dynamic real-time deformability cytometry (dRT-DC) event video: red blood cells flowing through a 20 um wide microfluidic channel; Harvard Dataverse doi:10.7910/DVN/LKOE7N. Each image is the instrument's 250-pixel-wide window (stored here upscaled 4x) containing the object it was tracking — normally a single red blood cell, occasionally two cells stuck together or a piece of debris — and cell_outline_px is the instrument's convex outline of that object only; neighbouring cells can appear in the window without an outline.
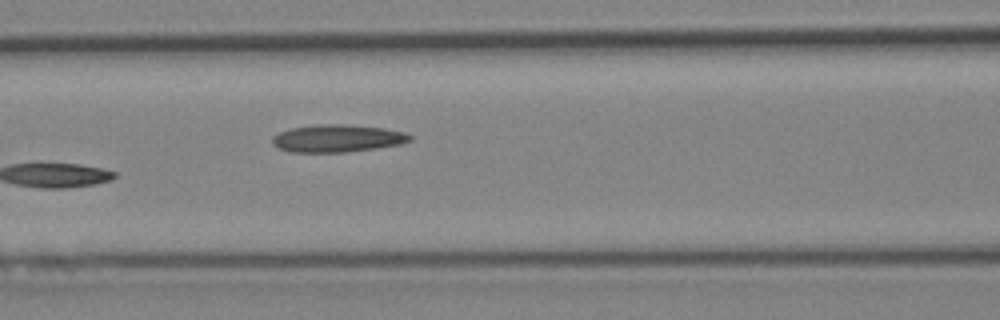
{"species": "Egyptian fruit bat (a non-hibernating species)", "species_latin": "Rousettus aegyptiacus", "temperature_condition": "cold", "stored_images_in_passage": 7, "segment_of_instrument_passage": [1, 2], "camera_frame_rate_fps": 3000, "um_per_image_px": 0.085, "animal": {"sex": "female"}, "frame": {"image": 1, "passage_image": 6, "time_ms": 6.667, "image_size_px": [1000, 320], "cell_outline_px": [[412, 140], [400, 144], [376, 148], [344, 152], [288, 152], [276, 148], [272, 144], [272, 136], [280, 132], [292, 128], [320, 124], [344, 124], [384, 128], [404, 132], [412, 136]], "centroid_in_image_um": [28.65, 11.76], "position_along_channel_um": 138.0, "area_um2": 22.08}}